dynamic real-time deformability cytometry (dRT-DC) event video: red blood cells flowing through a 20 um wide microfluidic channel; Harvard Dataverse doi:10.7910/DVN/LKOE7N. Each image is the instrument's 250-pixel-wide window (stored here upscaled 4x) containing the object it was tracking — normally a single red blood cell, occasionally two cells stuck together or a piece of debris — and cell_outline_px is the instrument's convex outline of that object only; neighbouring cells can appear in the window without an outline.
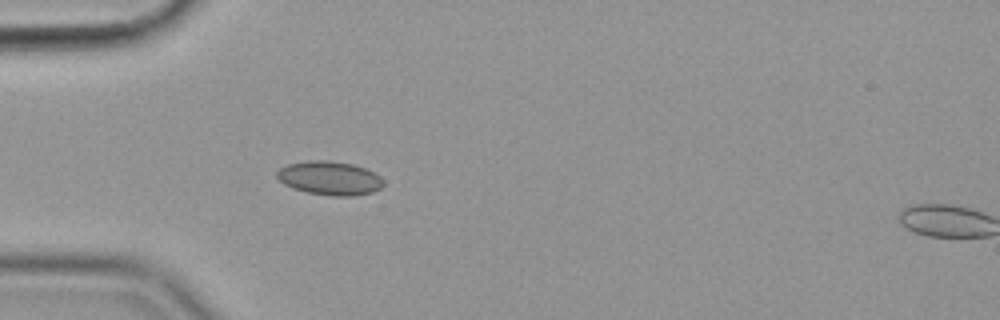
{"species": "common noctule bat (a hibernating species)", "species_latin": "Nyctalus noctula", "temperature_condition": "cold", "stored_images_in_passage": 10, "camera_frame_rate_fps": 3000, "um_per_image_px": 0.085, "animal": {"sex": "female", "body_mass_g": 19.9}, "frame": {"image": 1, "passage_image": 9, "time_ms": 2.667, "image_size_px": [1000, 320], "cell_outline_px": [[384, 184], [380, 188], [372, 192], [352, 196], [332, 196], [308, 192], [292, 188], [284, 184], [276, 176], [276, 172], [280, 168], [288, 164], [308, 160], [324, 160], [352, 164], [364, 168], [380, 176], [384, 180]], "centroid_in_image_um": [28.01, 15.14], "position_along_channel_um": 57.0, "area_um2": 20.87}}